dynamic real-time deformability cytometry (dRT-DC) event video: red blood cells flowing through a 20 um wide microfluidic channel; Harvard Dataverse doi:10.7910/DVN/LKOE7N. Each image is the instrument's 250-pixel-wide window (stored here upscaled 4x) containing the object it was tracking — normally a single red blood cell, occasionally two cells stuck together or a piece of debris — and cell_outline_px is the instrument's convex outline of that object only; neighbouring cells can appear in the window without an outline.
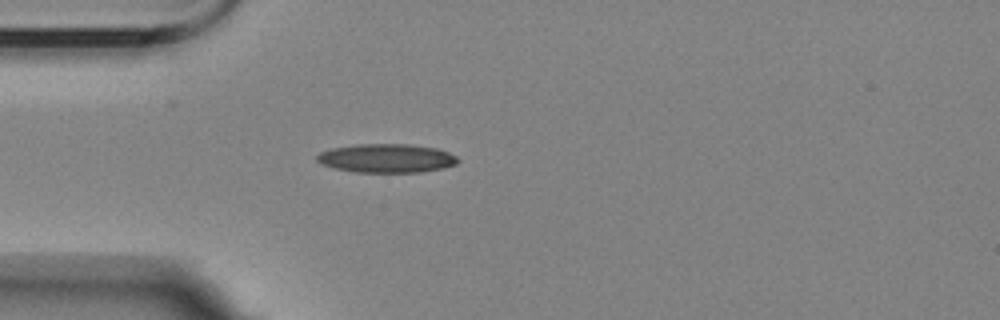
{"species": "Egyptian fruit bat (a non-hibernating species)", "species_latin": "Rousettus aegyptiacus", "temperature_condition": "room temperature", "stored_images_in_passage": 3, "camera_frame_rate_fps": 3000, "um_per_image_px": 0.085, "animal": {"sex": "female"}, "frame": {"image": 1, "passage_image": 3, "time_ms": 3.333, "image_size_px": [1000, 320], "cell_outline_px": [[460, 160], [456, 164], [444, 168], [420, 172], [356, 172], [336, 168], [320, 164], [316, 160], [316, 156], [320, 152], [332, 148], [360, 144], [408, 144], [436, 148], [448, 152], [456, 156]], "centroid_in_image_um": [32.87, 13.45], "position_along_channel_um": 52.1, "area_um2": 23.58}}